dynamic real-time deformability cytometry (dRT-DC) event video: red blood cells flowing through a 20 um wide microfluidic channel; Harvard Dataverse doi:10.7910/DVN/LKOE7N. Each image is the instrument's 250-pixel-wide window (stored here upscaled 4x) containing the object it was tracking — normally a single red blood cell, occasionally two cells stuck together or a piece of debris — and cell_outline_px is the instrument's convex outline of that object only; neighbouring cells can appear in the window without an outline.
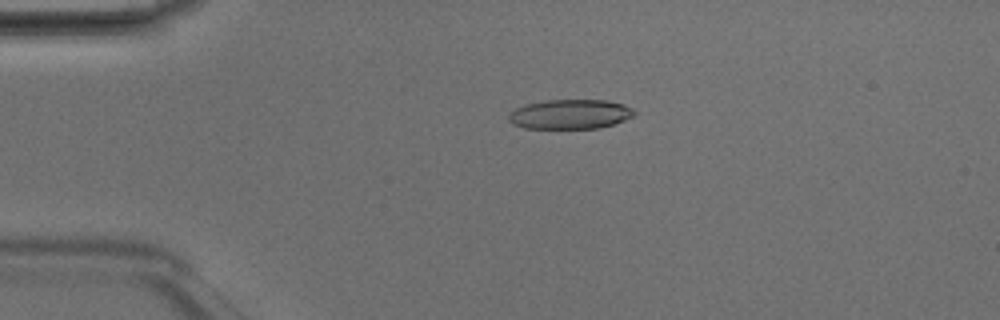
{"species": "Egyptian fruit bat (a non-hibernating species)", "species_latin": "Rousettus aegyptiacus", "temperature_condition": "room temperature", "stored_images_in_passage": 39, "camera_frame_rate_fps": 3000, "um_per_image_px": 0.085, "animal": {"sex": "male"}, "frame": {"image": 1, "passage_image": 1, "time_ms": 0.0, "image_size_px": [1000, 320], "cell_outline_px": [[636, 112], [632, 116], [624, 120], [600, 128], [524, 128], [512, 124], [508, 120], [508, 116], [516, 108], [524, 104], [544, 100], [604, 100], [624, 104], [632, 108]], "centroid_in_image_um": [48.44, 9.7], "position_along_channel_um": 36.6, "area_um2": 21.62}}
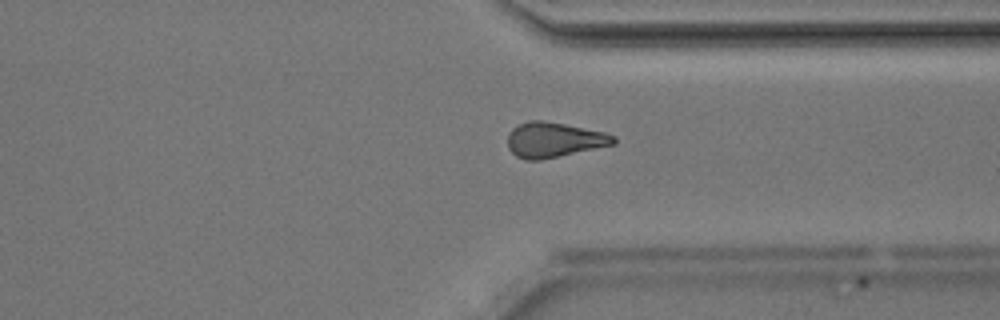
{"frame": {"image": 2, "passage_image": 27, "time_ms": 8.667, "image_size_px": [1000, 320], "cell_outline_px": [[616, 144], [540, 160], [524, 160], [516, 156], [508, 148], [508, 132], [512, 128], [528, 120], [544, 120], [604, 132], [616, 136]], "centroid_in_image_um": [47.07, 11.88], "position_along_channel_um": 364.3, "area_um2": 21.68}}
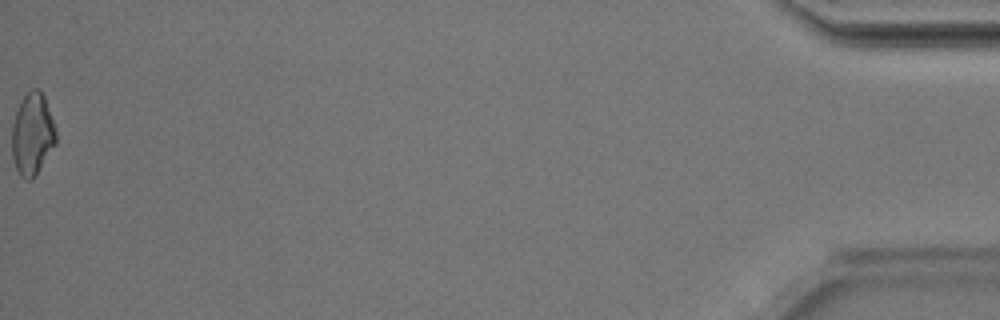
{"frame": {"image": 3, "passage_image": 39, "time_ms": 12.667, "image_size_px": [1000, 320], "cell_outline_px": [[56, 144], [32, 180], [28, 180], [20, 176], [16, 168], [12, 156], [12, 124], [20, 100], [32, 88], [40, 88], [44, 96], [56, 128]], "centroid_in_image_um": [2.75, 11.39], "position_along_channel_um": 432.4, "area_um2": 21.15}, "authors_computed_cell_mechanics": {"area_um2": 21.6172, "velocity_mm_per_s": 4.2115, "shape_relaxation_time_tau1_ms": 5.8244, "shape_relaxation_time_tau2_ms": 5.1376, "deformation_change_tau1": 0.1425, "deformation_change_tau2": 0.1499}}